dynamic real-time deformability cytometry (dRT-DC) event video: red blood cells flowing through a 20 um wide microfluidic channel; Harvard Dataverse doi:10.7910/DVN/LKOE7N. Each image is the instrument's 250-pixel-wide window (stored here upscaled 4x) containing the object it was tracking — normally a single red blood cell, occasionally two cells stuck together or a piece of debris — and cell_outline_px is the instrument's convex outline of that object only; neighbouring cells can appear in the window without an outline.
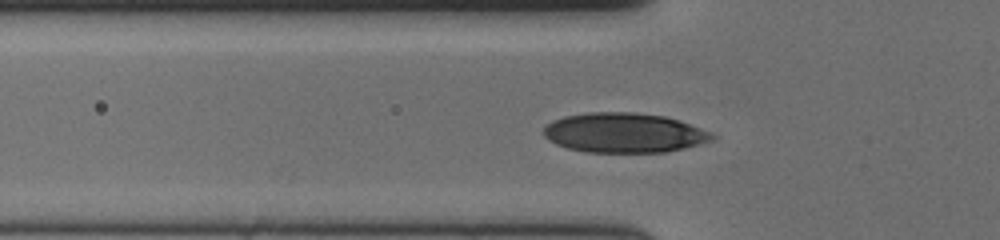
{"species": "human", "species_latin": "Homo sapiens", "temperature_condition": "cold", "stored_images_in_passage": 42, "camera_frame_rate_fps": 3000, "um_per_image_px": 0.085, "donor": {"sex": "female"}, "frame": {"image": 1, "passage_image": 13, "time_ms": 4.0, "image_size_px": [1000, 240], "cell_outline_px": [[720, 136], [716, 140], [668, 152], [588, 152], [568, 148], [556, 144], [548, 140], [544, 136], [544, 128], [552, 120], [564, 116], [588, 112], [636, 112], [664, 116], [680, 120], [712, 132]], "centroid_in_image_um": [53.11, 11.28], "position_along_channel_um": 72.7, "area_um2": 39.42}}
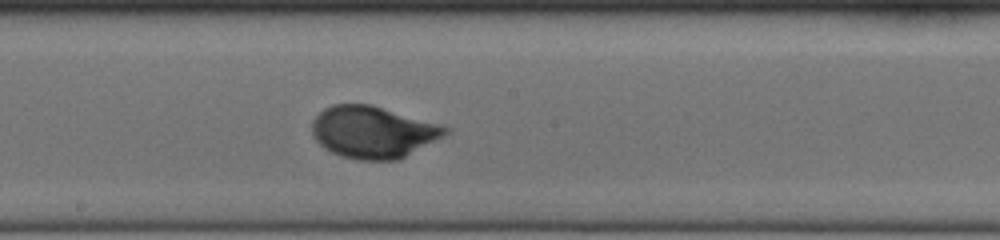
{"frame": {"image": 2, "passage_image": 25, "time_ms": 8.0, "image_size_px": [1000, 240], "cell_outline_px": [[452, 128], [444, 136], [400, 160], [356, 160], [340, 156], [324, 148], [316, 140], [312, 132], [312, 120], [324, 108], [332, 104], [372, 104]], "centroid_in_image_um": [31.71, 11.23], "position_along_channel_um": 216.5, "area_um2": 40.52}}
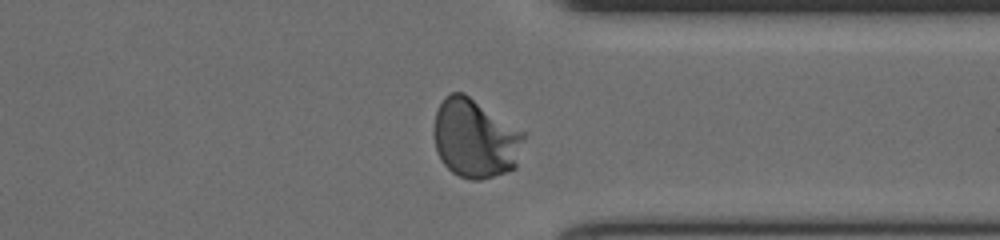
{"frame": {"image": 3, "passage_image": 38, "time_ms": 12.333, "image_size_px": [1000, 240], "cell_outline_px": [[524, 136], [516, 168], [480, 180], [472, 180], [460, 176], [452, 172], [444, 164], [436, 152], [432, 132], [432, 124], [436, 112], [444, 96], [452, 92], [464, 92], [524, 132]], "centroid_in_image_um": [40.34, 11.75], "position_along_channel_um": 371.1, "area_um2": 41.5}, "authors_computed_cell_mechanics": {"area_um2": 39.015, "velocity_mm_per_s": 3.5995, "shape_relaxation_time_tau1_ms": 3.0849, "shape_relaxation_time_tau2_ms": null, "deformation_change_tau1": 0.1789, "deformation_change_tau2": null}}